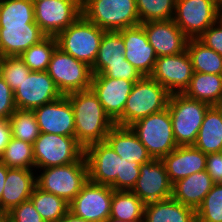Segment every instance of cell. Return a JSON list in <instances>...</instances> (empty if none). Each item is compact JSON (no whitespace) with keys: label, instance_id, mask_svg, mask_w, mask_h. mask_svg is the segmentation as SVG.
<instances>
[{"label":"cell","instance_id":"obj_1","mask_svg":"<svg viewBox=\"0 0 222 222\" xmlns=\"http://www.w3.org/2000/svg\"><path fill=\"white\" fill-rule=\"evenodd\" d=\"M75 121V138L86 149L89 145L103 142L115 123L106 114L99 99L91 89L66 94Z\"/></svg>","mask_w":222,"mask_h":222},{"label":"cell","instance_id":"obj_2","mask_svg":"<svg viewBox=\"0 0 222 222\" xmlns=\"http://www.w3.org/2000/svg\"><path fill=\"white\" fill-rule=\"evenodd\" d=\"M82 15L104 31H120L140 24L136 0H84Z\"/></svg>","mask_w":222,"mask_h":222},{"label":"cell","instance_id":"obj_3","mask_svg":"<svg viewBox=\"0 0 222 222\" xmlns=\"http://www.w3.org/2000/svg\"><path fill=\"white\" fill-rule=\"evenodd\" d=\"M105 32L81 14L56 36L57 45L63 52L92 67Z\"/></svg>","mask_w":222,"mask_h":222},{"label":"cell","instance_id":"obj_4","mask_svg":"<svg viewBox=\"0 0 222 222\" xmlns=\"http://www.w3.org/2000/svg\"><path fill=\"white\" fill-rule=\"evenodd\" d=\"M36 173V185L40 189L63 198L67 203L77 196L88 181L85 156L74 163L38 169Z\"/></svg>","mask_w":222,"mask_h":222},{"label":"cell","instance_id":"obj_5","mask_svg":"<svg viewBox=\"0 0 222 222\" xmlns=\"http://www.w3.org/2000/svg\"><path fill=\"white\" fill-rule=\"evenodd\" d=\"M167 107L177 145H193L210 105L191 99L183 93H174L170 94Z\"/></svg>","mask_w":222,"mask_h":222},{"label":"cell","instance_id":"obj_6","mask_svg":"<svg viewBox=\"0 0 222 222\" xmlns=\"http://www.w3.org/2000/svg\"><path fill=\"white\" fill-rule=\"evenodd\" d=\"M170 93L150 76L134 83L123 111V127L167 108Z\"/></svg>","mask_w":222,"mask_h":222},{"label":"cell","instance_id":"obj_7","mask_svg":"<svg viewBox=\"0 0 222 222\" xmlns=\"http://www.w3.org/2000/svg\"><path fill=\"white\" fill-rule=\"evenodd\" d=\"M129 127L152 159H162L178 146L173 135L168 107L134 122Z\"/></svg>","mask_w":222,"mask_h":222},{"label":"cell","instance_id":"obj_8","mask_svg":"<svg viewBox=\"0 0 222 222\" xmlns=\"http://www.w3.org/2000/svg\"><path fill=\"white\" fill-rule=\"evenodd\" d=\"M35 170L79 161L84 148L75 137L40 133L33 144Z\"/></svg>","mask_w":222,"mask_h":222},{"label":"cell","instance_id":"obj_9","mask_svg":"<svg viewBox=\"0 0 222 222\" xmlns=\"http://www.w3.org/2000/svg\"><path fill=\"white\" fill-rule=\"evenodd\" d=\"M47 72L62 95L88 90L92 83L91 67L58 47L52 54Z\"/></svg>","mask_w":222,"mask_h":222},{"label":"cell","instance_id":"obj_10","mask_svg":"<svg viewBox=\"0 0 222 222\" xmlns=\"http://www.w3.org/2000/svg\"><path fill=\"white\" fill-rule=\"evenodd\" d=\"M222 16L216 0H176L174 22L189 38H199Z\"/></svg>","mask_w":222,"mask_h":222},{"label":"cell","instance_id":"obj_11","mask_svg":"<svg viewBox=\"0 0 222 222\" xmlns=\"http://www.w3.org/2000/svg\"><path fill=\"white\" fill-rule=\"evenodd\" d=\"M114 189L87 181L69 203V211L89 222H106L110 217Z\"/></svg>","mask_w":222,"mask_h":222},{"label":"cell","instance_id":"obj_12","mask_svg":"<svg viewBox=\"0 0 222 222\" xmlns=\"http://www.w3.org/2000/svg\"><path fill=\"white\" fill-rule=\"evenodd\" d=\"M35 22L46 36H57L81 14L78 0H41L33 2Z\"/></svg>","mask_w":222,"mask_h":222},{"label":"cell","instance_id":"obj_13","mask_svg":"<svg viewBox=\"0 0 222 222\" xmlns=\"http://www.w3.org/2000/svg\"><path fill=\"white\" fill-rule=\"evenodd\" d=\"M135 82L137 81L113 79L104 75L92 77L90 89L115 125L123 126V111Z\"/></svg>","mask_w":222,"mask_h":222},{"label":"cell","instance_id":"obj_14","mask_svg":"<svg viewBox=\"0 0 222 222\" xmlns=\"http://www.w3.org/2000/svg\"><path fill=\"white\" fill-rule=\"evenodd\" d=\"M61 96L63 95L47 71H31L20 87L14 91L15 106L22 110L33 111Z\"/></svg>","mask_w":222,"mask_h":222},{"label":"cell","instance_id":"obj_15","mask_svg":"<svg viewBox=\"0 0 222 222\" xmlns=\"http://www.w3.org/2000/svg\"><path fill=\"white\" fill-rule=\"evenodd\" d=\"M193 75L190 56L182 53L157 57L150 77L162 85L170 94L183 93Z\"/></svg>","mask_w":222,"mask_h":222},{"label":"cell","instance_id":"obj_16","mask_svg":"<svg viewBox=\"0 0 222 222\" xmlns=\"http://www.w3.org/2000/svg\"><path fill=\"white\" fill-rule=\"evenodd\" d=\"M172 183L162 159H152L140 166V175L131 190L145 204L172 196Z\"/></svg>","mask_w":222,"mask_h":222},{"label":"cell","instance_id":"obj_17","mask_svg":"<svg viewBox=\"0 0 222 222\" xmlns=\"http://www.w3.org/2000/svg\"><path fill=\"white\" fill-rule=\"evenodd\" d=\"M84 156L89 181L110 186L120 175L121 157L106 141L89 145Z\"/></svg>","mask_w":222,"mask_h":222},{"label":"cell","instance_id":"obj_18","mask_svg":"<svg viewBox=\"0 0 222 222\" xmlns=\"http://www.w3.org/2000/svg\"><path fill=\"white\" fill-rule=\"evenodd\" d=\"M40 133L75 137L72 105L66 95L33 110Z\"/></svg>","mask_w":222,"mask_h":222},{"label":"cell","instance_id":"obj_19","mask_svg":"<svg viewBox=\"0 0 222 222\" xmlns=\"http://www.w3.org/2000/svg\"><path fill=\"white\" fill-rule=\"evenodd\" d=\"M149 44L157 57L182 53L186 50L188 37L174 20L141 23Z\"/></svg>","mask_w":222,"mask_h":222},{"label":"cell","instance_id":"obj_20","mask_svg":"<svg viewBox=\"0 0 222 222\" xmlns=\"http://www.w3.org/2000/svg\"><path fill=\"white\" fill-rule=\"evenodd\" d=\"M125 43V59L142 76H150L154 69L157 56L149 44L141 24L118 31Z\"/></svg>","mask_w":222,"mask_h":222},{"label":"cell","instance_id":"obj_21","mask_svg":"<svg viewBox=\"0 0 222 222\" xmlns=\"http://www.w3.org/2000/svg\"><path fill=\"white\" fill-rule=\"evenodd\" d=\"M36 170L9 168L1 199V213L7 214L22 202L30 200L36 187Z\"/></svg>","mask_w":222,"mask_h":222},{"label":"cell","instance_id":"obj_22","mask_svg":"<svg viewBox=\"0 0 222 222\" xmlns=\"http://www.w3.org/2000/svg\"><path fill=\"white\" fill-rule=\"evenodd\" d=\"M162 160L172 184L206 169V154L193 145L177 146Z\"/></svg>","mask_w":222,"mask_h":222},{"label":"cell","instance_id":"obj_23","mask_svg":"<svg viewBox=\"0 0 222 222\" xmlns=\"http://www.w3.org/2000/svg\"><path fill=\"white\" fill-rule=\"evenodd\" d=\"M45 37L38 25H0V57L20 56Z\"/></svg>","mask_w":222,"mask_h":222},{"label":"cell","instance_id":"obj_24","mask_svg":"<svg viewBox=\"0 0 222 222\" xmlns=\"http://www.w3.org/2000/svg\"><path fill=\"white\" fill-rule=\"evenodd\" d=\"M105 141L118 156L128 162L135 161L142 165L152 160L147 149L130 127L114 125L107 134Z\"/></svg>","mask_w":222,"mask_h":222},{"label":"cell","instance_id":"obj_25","mask_svg":"<svg viewBox=\"0 0 222 222\" xmlns=\"http://www.w3.org/2000/svg\"><path fill=\"white\" fill-rule=\"evenodd\" d=\"M213 185L206 170L195 172L173 183L171 197L185 206L197 210Z\"/></svg>","mask_w":222,"mask_h":222},{"label":"cell","instance_id":"obj_26","mask_svg":"<svg viewBox=\"0 0 222 222\" xmlns=\"http://www.w3.org/2000/svg\"><path fill=\"white\" fill-rule=\"evenodd\" d=\"M143 222H197L196 210L171 197L145 204Z\"/></svg>","mask_w":222,"mask_h":222},{"label":"cell","instance_id":"obj_27","mask_svg":"<svg viewBox=\"0 0 222 222\" xmlns=\"http://www.w3.org/2000/svg\"><path fill=\"white\" fill-rule=\"evenodd\" d=\"M193 146L203 153L210 154L222 150V105L210 106L198 131Z\"/></svg>","mask_w":222,"mask_h":222},{"label":"cell","instance_id":"obj_28","mask_svg":"<svg viewBox=\"0 0 222 222\" xmlns=\"http://www.w3.org/2000/svg\"><path fill=\"white\" fill-rule=\"evenodd\" d=\"M183 94L210 106L222 105V75L193 72Z\"/></svg>","mask_w":222,"mask_h":222},{"label":"cell","instance_id":"obj_29","mask_svg":"<svg viewBox=\"0 0 222 222\" xmlns=\"http://www.w3.org/2000/svg\"><path fill=\"white\" fill-rule=\"evenodd\" d=\"M145 203L130 190H114L110 217L124 222H143Z\"/></svg>","mask_w":222,"mask_h":222},{"label":"cell","instance_id":"obj_30","mask_svg":"<svg viewBox=\"0 0 222 222\" xmlns=\"http://www.w3.org/2000/svg\"><path fill=\"white\" fill-rule=\"evenodd\" d=\"M186 51L190 56L193 72L222 75V55L198 38L188 39Z\"/></svg>","mask_w":222,"mask_h":222},{"label":"cell","instance_id":"obj_31","mask_svg":"<svg viewBox=\"0 0 222 222\" xmlns=\"http://www.w3.org/2000/svg\"><path fill=\"white\" fill-rule=\"evenodd\" d=\"M125 43L118 32L106 31L102 37L98 55L91 67L93 74H100L110 63L124 62Z\"/></svg>","mask_w":222,"mask_h":222},{"label":"cell","instance_id":"obj_32","mask_svg":"<svg viewBox=\"0 0 222 222\" xmlns=\"http://www.w3.org/2000/svg\"><path fill=\"white\" fill-rule=\"evenodd\" d=\"M30 200L45 222H57L69 211V203L63 198L46 192L37 185Z\"/></svg>","mask_w":222,"mask_h":222},{"label":"cell","instance_id":"obj_33","mask_svg":"<svg viewBox=\"0 0 222 222\" xmlns=\"http://www.w3.org/2000/svg\"><path fill=\"white\" fill-rule=\"evenodd\" d=\"M0 25H37L31 0H0Z\"/></svg>","mask_w":222,"mask_h":222},{"label":"cell","instance_id":"obj_34","mask_svg":"<svg viewBox=\"0 0 222 222\" xmlns=\"http://www.w3.org/2000/svg\"><path fill=\"white\" fill-rule=\"evenodd\" d=\"M0 161L9 168L35 170L33 145L12 137Z\"/></svg>","mask_w":222,"mask_h":222},{"label":"cell","instance_id":"obj_35","mask_svg":"<svg viewBox=\"0 0 222 222\" xmlns=\"http://www.w3.org/2000/svg\"><path fill=\"white\" fill-rule=\"evenodd\" d=\"M57 47L56 37L46 36L24 51L20 57L31 71H47L52 54Z\"/></svg>","mask_w":222,"mask_h":222},{"label":"cell","instance_id":"obj_36","mask_svg":"<svg viewBox=\"0 0 222 222\" xmlns=\"http://www.w3.org/2000/svg\"><path fill=\"white\" fill-rule=\"evenodd\" d=\"M12 137L34 144L40 135L37 119L32 110L16 109L9 118Z\"/></svg>","mask_w":222,"mask_h":222},{"label":"cell","instance_id":"obj_37","mask_svg":"<svg viewBox=\"0 0 222 222\" xmlns=\"http://www.w3.org/2000/svg\"><path fill=\"white\" fill-rule=\"evenodd\" d=\"M141 23L166 21L174 18L176 0H136Z\"/></svg>","mask_w":222,"mask_h":222},{"label":"cell","instance_id":"obj_38","mask_svg":"<svg viewBox=\"0 0 222 222\" xmlns=\"http://www.w3.org/2000/svg\"><path fill=\"white\" fill-rule=\"evenodd\" d=\"M197 222H222V183L214 184L196 210Z\"/></svg>","mask_w":222,"mask_h":222},{"label":"cell","instance_id":"obj_39","mask_svg":"<svg viewBox=\"0 0 222 222\" xmlns=\"http://www.w3.org/2000/svg\"><path fill=\"white\" fill-rule=\"evenodd\" d=\"M31 70L20 56L0 57V75L14 92Z\"/></svg>","mask_w":222,"mask_h":222},{"label":"cell","instance_id":"obj_40","mask_svg":"<svg viewBox=\"0 0 222 222\" xmlns=\"http://www.w3.org/2000/svg\"><path fill=\"white\" fill-rule=\"evenodd\" d=\"M140 164L121 158L120 175L110 185L114 190H132L140 175Z\"/></svg>","mask_w":222,"mask_h":222},{"label":"cell","instance_id":"obj_41","mask_svg":"<svg viewBox=\"0 0 222 222\" xmlns=\"http://www.w3.org/2000/svg\"><path fill=\"white\" fill-rule=\"evenodd\" d=\"M7 222H45L31 200L22 202L6 214Z\"/></svg>","mask_w":222,"mask_h":222},{"label":"cell","instance_id":"obj_42","mask_svg":"<svg viewBox=\"0 0 222 222\" xmlns=\"http://www.w3.org/2000/svg\"><path fill=\"white\" fill-rule=\"evenodd\" d=\"M113 79L138 81L142 75L125 59L124 62L110 63L100 74Z\"/></svg>","mask_w":222,"mask_h":222},{"label":"cell","instance_id":"obj_43","mask_svg":"<svg viewBox=\"0 0 222 222\" xmlns=\"http://www.w3.org/2000/svg\"><path fill=\"white\" fill-rule=\"evenodd\" d=\"M198 39L207 47L222 55V16Z\"/></svg>","mask_w":222,"mask_h":222},{"label":"cell","instance_id":"obj_44","mask_svg":"<svg viewBox=\"0 0 222 222\" xmlns=\"http://www.w3.org/2000/svg\"><path fill=\"white\" fill-rule=\"evenodd\" d=\"M16 109L14 92L0 75V119H9Z\"/></svg>","mask_w":222,"mask_h":222},{"label":"cell","instance_id":"obj_45","mask_svg":"<svg viewBox=\"0 0 222 222\" xmlns=\"http://www.w3.org/2000/svg\"><path fill=\"white\" fill-rule=\"evenodd\" d=\"M214 184L222 183V152L206 155V169Z\"/></svg>","mask_w":222,"mask_h":222},{"label":"cell","instance_id":"obj_46","mask_svg":"<svg viewBox=\"0 0 222 222\" xmlns=\"http://www.w3.org/2000/svg\"><path fill=\"white\" fill-rule=\"evenodd\" d=\"M12 138L9 119H0V157Z\"/></svg>","mask_w":222,"mask_h":222},{"label":"cell","instance_id":"obj_47","mask_svg":"<svg viewBox=\"0 0 222 222\" xmlns=\"http://www.w3.org/2000/svg\"><path fill=\"white\" fill-rule=\"evenodd\" d=\"M9 167H7L3 162L0 161V213H1V199H2V193L4 184L6 181V175Z\"/></svg>","mask_w":222,"mask_h":222},{"label":"cell","instance_id":"obj_48","mask_svg":"<svg viewBox=\"0 0 222 222\" xmlns=\"http://www.w3.org/2000/svg\"><path fill=\"white\" fill-rule=\"evenodd\" d=\"M57 222H89L85 219H82L81 217L75 216L73 213L68 211L61 219H59Z\"/></svg>","mask_w":222,"mask_h":222},{"label":"cell","instance_id":"obj_49","mask_svg":"<svg viewBox=\"0 0 222 222\" xmlns=\"http://www.w3.org/2000/svg\"><path fill=\"white\" fill-rule=\"evenodd\" d=\"M0 222H7V217L3 213H0Z\"/></svg>","mask_w":222,"mask_h":222},{"label":"cell","instance_id":"obj_50","mask_svg":"<svg viewBox=\"0 0 222 222\" xmlns=\"http://www.w3.org/2000/svg\"><path fill=\"white\" fill-rule=\"evenodd\" d=\"M106 222H124V221L115 218H109Z\"/></svg>","mask_w":222,"mask_h":222},{"label":"cell","instance_id":"obj_51","mask_svg":"<svg viewBox=\"0 0 222 222\" xmlns=\"http://www.w3.org/2000/svg\"><path fill=\"white\" fill-rule=\"evenodd\" d=\"M222 6V0H216Z\"/></svg>","mask_w":222,"mask_h":222},{"label":"cell","instance_id":"obj_52","mask_svg":"<svg viewBox=\"0 0 222 222\" xmlns=\"http://www.w3.org/2000/svg\"><path fill=\"white\" fill-rule=\"evenodd\" d=\"M32 2H38V1H41V0H31Z\"/></svg>","mask_w":222,"mask_h":222}]
</instances>
